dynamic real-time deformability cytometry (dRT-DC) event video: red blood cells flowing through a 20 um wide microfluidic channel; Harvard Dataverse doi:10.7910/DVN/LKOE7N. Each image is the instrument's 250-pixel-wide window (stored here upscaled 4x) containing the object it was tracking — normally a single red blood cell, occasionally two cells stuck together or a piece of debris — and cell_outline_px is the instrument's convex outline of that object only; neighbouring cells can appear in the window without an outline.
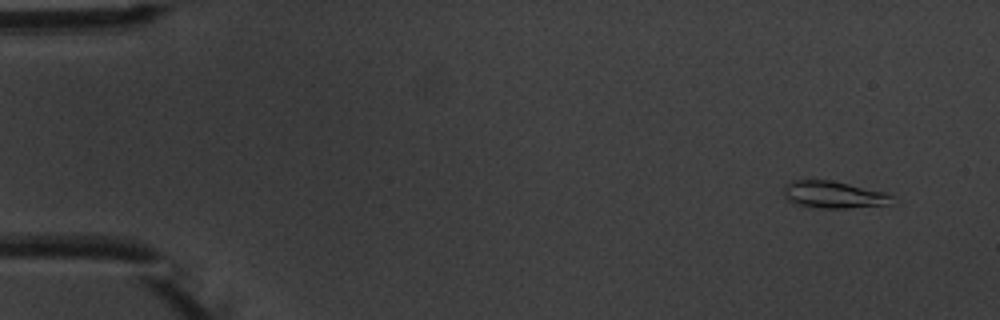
{"species": "common noctule bat (a hibernating species)", "species_latin": "Nyctalus noctula", "temperature_condition": "warm", "stored_images_in_passage": 8, "camera_frame_rate_fps": 3000, "um_per_image_px": 0.085, "animal": {"sex": "male", "body_mass_g": 20.1, "forearm_length_mm": 53.5}, "frame": {"image": 1, "passage_image": 1, "time_ms": 0.0, "image_size_px": [1000, 320], "cell_outline_px": [[892, 196], [888, 204], [848, 208], [820, 208], [796, 204], [788, 200], [784, 196], [784, 188], [792, 180], [832, 180], [888, 192]], "centroid_in_image_um": [70.85, 16.54], "position_along_channel_um": 14.1, "area_um2": 16.99}}
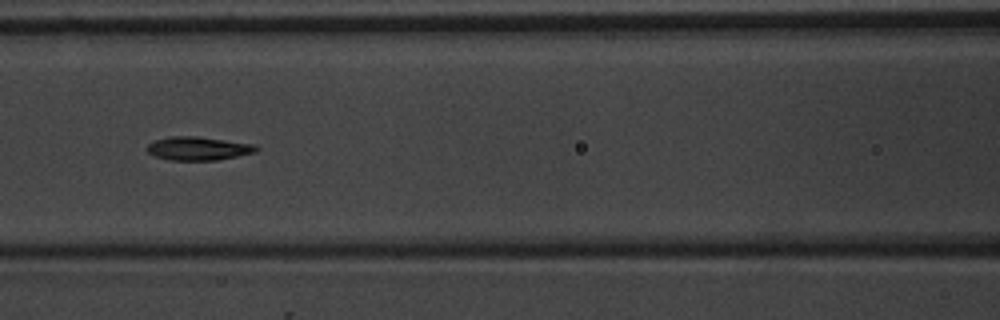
{"frame": {"image": 2, "passage_image": 6, "time_ms": 6.667, "image_size_px": [1000, 320], "cell_outline_px": [[260, 148], [256, 152], [216, 160], [168, 160], [156, 156], [148, 152], [148, 144], [152, 140], [168, 136], [200, 136], [256, 144]], "centroid_in_image_um": [16.87, 12.6], "position_along_channel_um": 149.7, "area_um2": 15.14}}
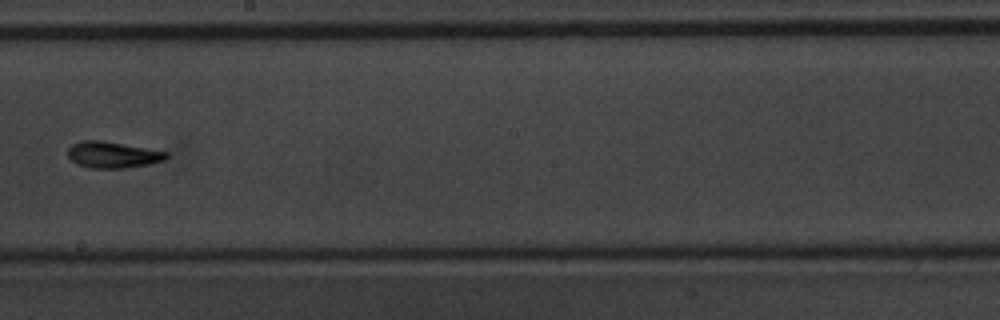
{"frame": {"image": 3, "passage_image": 8, "time_ms": 9.0, "image_size_px": [1000, 320], "cell_outline_px": [[168, 156], [164, 160], [148, 164], [124, 168], [88, 168], [76, 164], [68, 156], [68, 148], [72, 144], [84, 140], [100, 140], [168, 152]], "centroid_in_image_um": [9.55, 13.16], "position_along_channel_um": 238.7, "area_um2": 14.97}}